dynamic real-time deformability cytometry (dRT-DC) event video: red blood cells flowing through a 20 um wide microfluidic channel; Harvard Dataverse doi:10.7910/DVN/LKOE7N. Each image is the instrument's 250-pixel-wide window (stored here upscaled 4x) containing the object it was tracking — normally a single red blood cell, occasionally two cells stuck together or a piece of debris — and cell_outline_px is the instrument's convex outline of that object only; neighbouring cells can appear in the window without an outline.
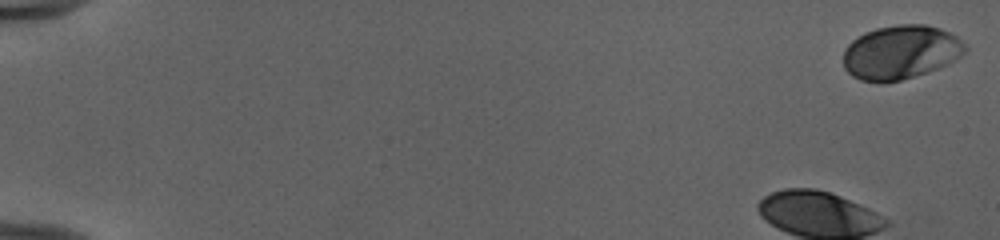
{"species": "human", "species_latin": "Homo sapiens", "temperature_condition": "cold", "stored_images_in_passage": 51, "camera_frame_rate_fps": 3000, "um_per_image_px": 0.085, "donor": {"sex": "female"}, "frame": {"image": 1, "passage_image": 1, "time_ms": 0.0, "image_size_px": [1000, 240], "cell_outline_px": [[968, 48], [956, 60], [948, 64], [928, 72], [900, 80], [860, 80], [852, 76], [844, 68], [844, 48], [852, 40], [864, 32], [876, 28], [900, 24], [924, 24], [940, 28], [956, 36], [968, 44]], "centroid_in_image_um": [76.59, 4.41], "position_along_channel_um": 8.4, "area_um2": 38.15}}
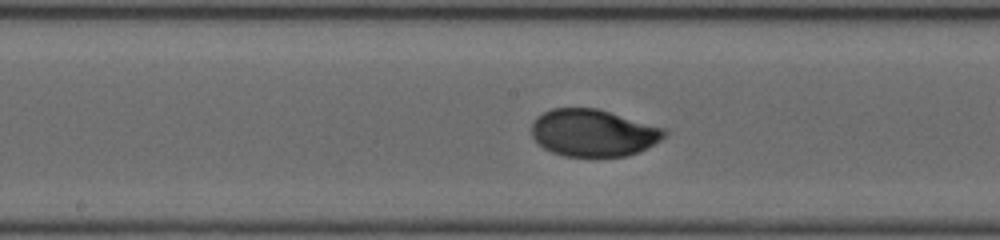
{"frame": {"image": 2, "passage_image": 27, "time_ms": 8.667, "image_size_px": [1000, 240], "cell_outline_px": [[668, 136], [648, 148], [628, 156], [564, 156], [552, 152], [544, 148], [532, 136], [532, 124], [536, 116], [552, 108], [596, 108], [668, 128]], "centroid_in_image_um": [50.49, 11.29], "position_along_channel_um": 197.7, "area_um2": 36.82}}
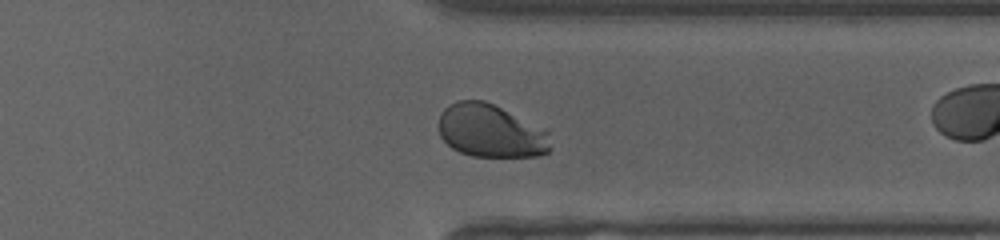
{"frame": {"image": 3, "passage_image": 40, "time_ms": 13.0, "image_size_px": [1000, 240], "cell_outline_px": [[552, 148], [548, 152], [540, 156], [472, 156], [460, 152], [452, 148], [440, 136], [440, 116], [444, 108], [448, 104], [456, 100], [484, 100], [548, 132]], "centroid_in_image_um": [41.69, 11.15], "position_along_channel_um": 369.7, "area_um2": 34.1}, "authors_computed_cell_mechanics": {"area_um2": 36.6452, "velocity_mm_per_s": 3.968, "shape_relaxation_time_tau1_ms": 3.1971, "shape_relaxation_time_tau2_ms": null, "deformation_change_tau1": 0.1558, "deformation_change_tau2": null}}